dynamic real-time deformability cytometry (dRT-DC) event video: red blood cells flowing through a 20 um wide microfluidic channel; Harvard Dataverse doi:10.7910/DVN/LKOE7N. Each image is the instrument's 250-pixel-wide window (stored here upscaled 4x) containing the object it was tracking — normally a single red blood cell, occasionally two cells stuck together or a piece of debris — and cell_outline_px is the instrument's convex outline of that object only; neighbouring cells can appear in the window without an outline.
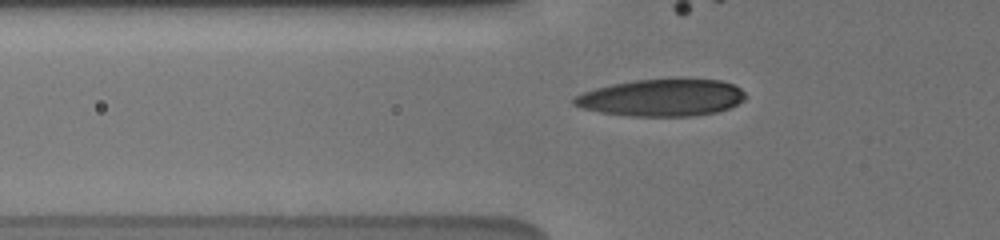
{"species": "human", "species_latin": "Homo sapiens", "temperature_condition": "cold", "stored_images_in_passage": 23, "camera_frame_rate_fps": 3000, "um_per_image_px": 0.085, "donor": {"sex": "male"}, "frame": {"image": 1, "passage_image": 12, "time_ms": 3.667, "image_size_px": [1000, 240], "cell_outline_px": [[744, 100], [728, 108], [716, 112], [696, 116], [632, 116], [600, 112], [584, 108], [572, 104], [572, 100], [576, 96], [584, 92], [596, 88], [612, 84], [632, 80], [720, 80], [732, 84], [740, 88], [744, 92]], "centroid_in_image_um": [56.24, 8.31], "position_along_channel_um": 69.6, "area_um2": 36.53}}
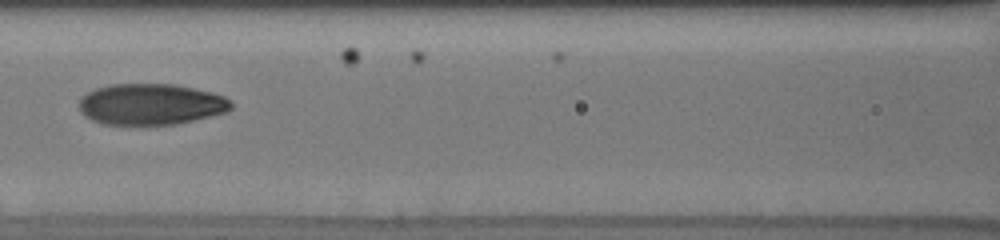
{"frame": {"image": 2, "passage_image": 16, "time_ms": 6.0, "image_size_px": [1000, 240], "cell_outline_px": [[232, 108], [228, 112], [176, 124], [148, 128], [100, 124], [84, 116], [80, 112], [80, 100], [88, 92], [96, 88], [108, 84], [176, 84], [212, 92], [224, 96], [232, 100]], "centroid_in_image_um": [12.82, 8.91], "position_along_channel_um": 153.8, "area_um2": 37.69}}
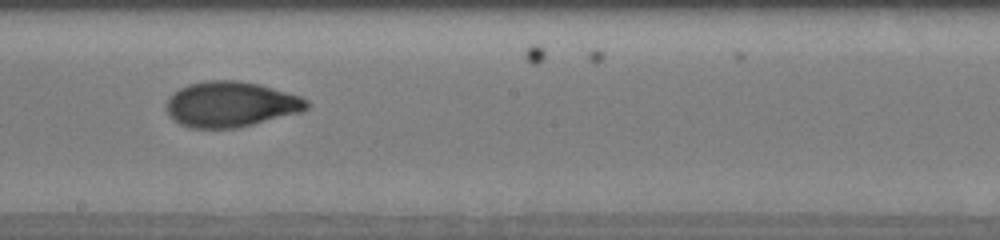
{"frame": {"image": 3, "passage_image": 20, "time_ms": 8.0, "image_size_px": [1000, 240], "cell_outline_px": [[308, 108], [300, 112], [236, 128], [188, 128], [172, 120], [168, 116], [168, 96], [180, 88], [188, 84], [208, 80], [236, 80], [260, 84], [300, 96], [308, 100]], "centroid_in_image_um": [19.59, 8.86], "position_along_channel_um": 228.6, "area_um2": 37.11}}